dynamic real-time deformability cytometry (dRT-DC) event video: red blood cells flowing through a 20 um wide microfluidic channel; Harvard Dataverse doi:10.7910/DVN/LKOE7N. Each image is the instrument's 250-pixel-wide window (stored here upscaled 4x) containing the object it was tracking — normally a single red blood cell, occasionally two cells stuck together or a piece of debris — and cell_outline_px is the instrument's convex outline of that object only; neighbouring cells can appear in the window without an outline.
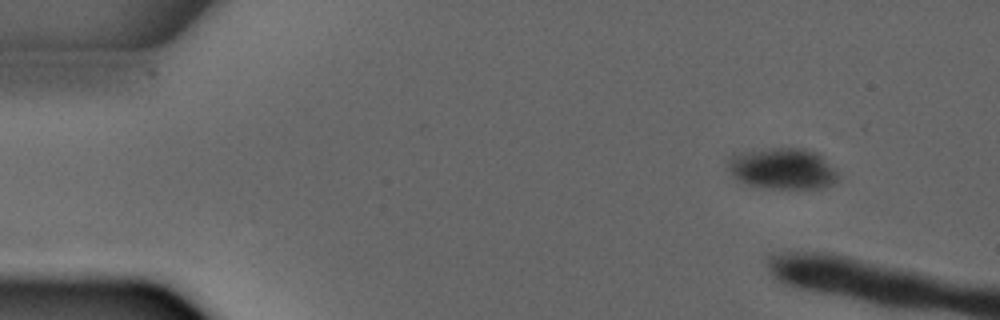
{"species": "common noctule bat (a hibernating species)", "species_latin": "Nyctalus noctula", "temperature_condition": "warm", "stored_images_in_passage": 3, "camera_frame_rate_fps": 3000, "um_per_image_px": 0.085, "animal": {"sex": "male", "forearm_length_mm": 52.5}, "frame": {"image": 1, "passage_image": 1, "time_ms": 0.0, "image_size_px": [1000, 320], "cell_outline_px": [[840, 176], [832, 184], [824, 188], [764, 188], [748, 184], [736, 180], [732, 176], [728, 168], [728, 160], [736, 152], [772, 148], [804, 148], [816, 152], [836, 168]], "centroid_in_image_um": [66.52, 14.33], "position_along_channel_um": 18.5, "area_um2": 26.7}}